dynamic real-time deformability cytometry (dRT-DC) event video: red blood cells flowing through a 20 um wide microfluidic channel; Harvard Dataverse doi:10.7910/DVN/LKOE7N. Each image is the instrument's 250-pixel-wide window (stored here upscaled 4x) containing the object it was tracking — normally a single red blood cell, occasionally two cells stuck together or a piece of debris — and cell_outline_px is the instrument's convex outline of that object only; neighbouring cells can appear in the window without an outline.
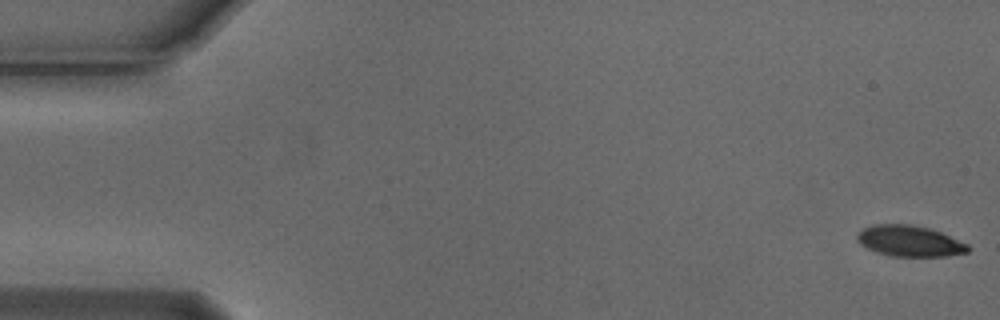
{"species": "Egyptian fruit bat (a non-hibernating species)", "species_latin": "Rousettus aegyptiacus", "temperature_condition": "cold", "stored_images_in_passage": 55, "camera_frame_rate_fps": 3000, "um_per_image_px": 0.085, "animal": {"sex": "male"}, "frame": {"image": 1, "passage_image": 1, "time_ms": 0.0, "image_size_px": [1000, 320], "cell_outline_px": [[968, 252], [948, 256], [892, 256], [876, 252], [860, 244], [856, 240], [856, 236], [864, 228], [872, 224], [912, 224], [928, 228], [940, 232], [968, 244]], "centroid_in_image_um": [77.29, 20.48], "position_along_channel_um": 7.7, "area_um2": 19.88}}
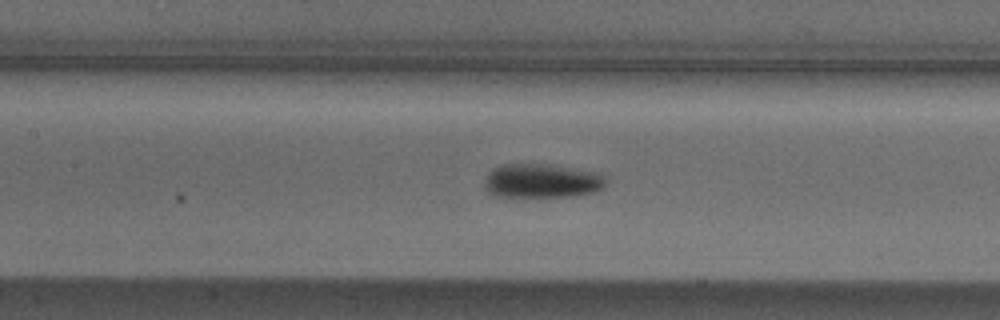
{"frame": {"image": 2, "passage_image": 25, "time_ms": 8.0, "image_size_px": [1000, 320], "cell_outline_px": [[608, 180], [604, 188], [592, 192], [572, 196], [500, 196], [488, 192], [484, 184], [484, 180], [488, 172], [492, 168], [500, 164], [548, 164], [600, 172]], "centroid_in_image_um": [46.08, 15.35], "position_along_channel_um": 161.3, "area_um2": 24.28}}
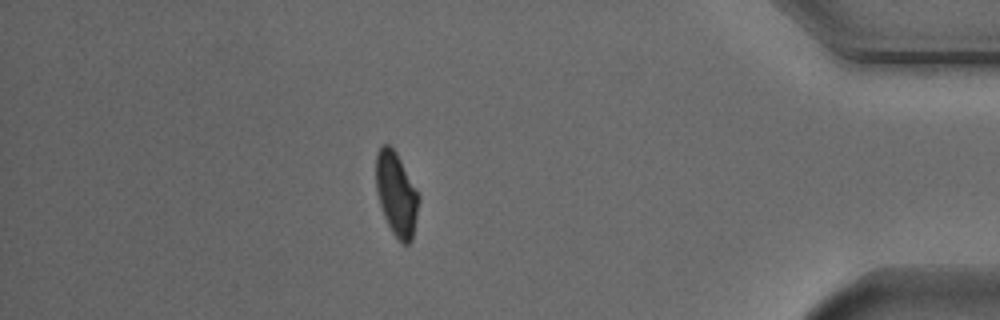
{"frame": {"image": 3, "passage_image": 48, "time_ms": 15.667, "image_size_px": [1000, 320], "cell_outline_px": [[420, 200], [412, 240], [408, 244], [404, 244], [392, 232], [384, 216], [376, 192], [376, 152], [384, 144], [388, 144], [396, 152], [420, 196]], "centroid_in_image_um": [33.69, 16.49], "position_along_channel_um": 401.5, "area_um2": 20.69}, "authors_computed_cell_mechanics": {"area_um2": 21.3282, "velocity_mm_per_s": 3.7129, "shape_relaxation_time_tau1_ms": 2.2196, "shape_relaxation_time_tau2_ms": null, "deformation_change_tau1": 0.1219, "deformation_change_tau2": null}}